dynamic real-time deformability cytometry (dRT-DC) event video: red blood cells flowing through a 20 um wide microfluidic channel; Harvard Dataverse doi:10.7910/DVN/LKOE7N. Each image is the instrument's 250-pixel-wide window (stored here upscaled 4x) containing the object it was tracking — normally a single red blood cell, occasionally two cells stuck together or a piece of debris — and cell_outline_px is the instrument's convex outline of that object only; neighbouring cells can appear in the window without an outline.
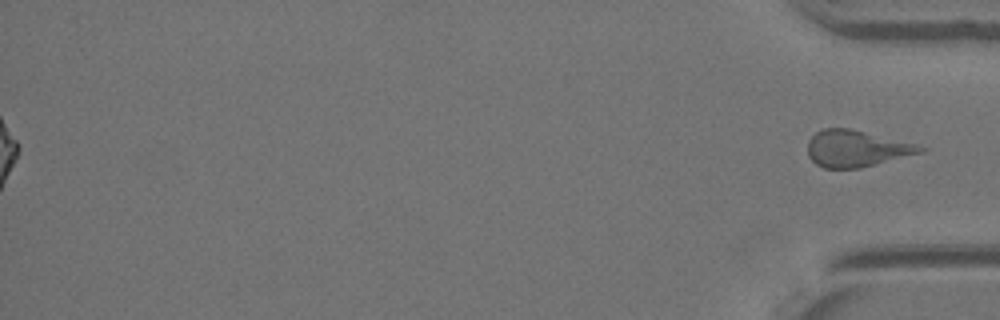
{"species": "Egyptian fruit bat (a non-hibernating species)", "species_latin": "Rousettus aegyptiacus", "temperature_condition": "warm", "stored_images_in_passage": 34, "segment_of_instrument_passage": [2, 2], "camera_frame_rate_fps": 3000, "um_per_image_px": 0.085, "animal": {"sex": "female"}, "frame": {"image": 1, "passage_image": 34, "time_ms": 11.0, "image_size_px": [1000, 320], "cell_outline_px": [[928, 148], [924, 152], [860, 168], [824, 168], [816, 164], [808, 156], [808, 140], [816, 132], [824, 128], [848, 128], [916, 144]], "centroid_in_image_um": [72.78, 12.63], "position_along_channel_um": 362.4, "area_um2": 23.81}}